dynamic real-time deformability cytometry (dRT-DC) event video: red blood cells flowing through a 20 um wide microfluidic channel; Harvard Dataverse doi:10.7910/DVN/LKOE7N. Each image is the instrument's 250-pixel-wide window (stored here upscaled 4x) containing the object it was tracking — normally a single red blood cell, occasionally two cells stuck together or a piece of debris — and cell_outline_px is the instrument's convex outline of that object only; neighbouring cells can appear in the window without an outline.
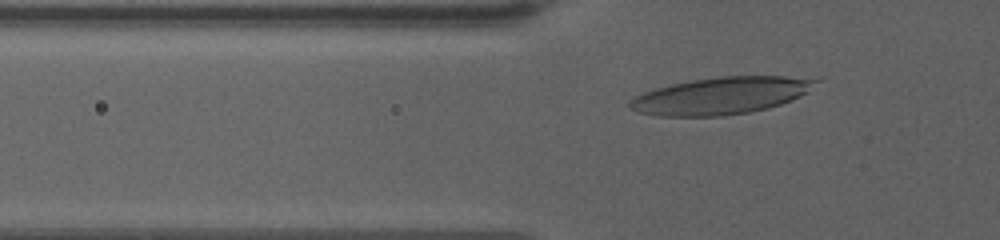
{"species": "human", "species_latin": "Homo sapiens", "temperature_condition": "warm", "stored_images_in_passage": 48, "camera_frame_rate_fps": 3000, "um_per_image_px": 0.085, "donor": {"sex": "female"}, "frame": {"image": 1, "passage_image": 15, "time_ms": 4.667, "image_size_px": [1000, 240], "cell_outline_px": [[824, 76], [808, 92], [792, 100], [768, 108], [752, 112], [720, 116], [660, 116], [636, 112], [628, 108], [628, 100], [644, 92], [656, 88], [672, 84], [692, 80], [716, 76]], "centroid_in_image_um": [61.35, 8.12], "position_along_channel_um": 64.4, "area_um2": 40.81}}
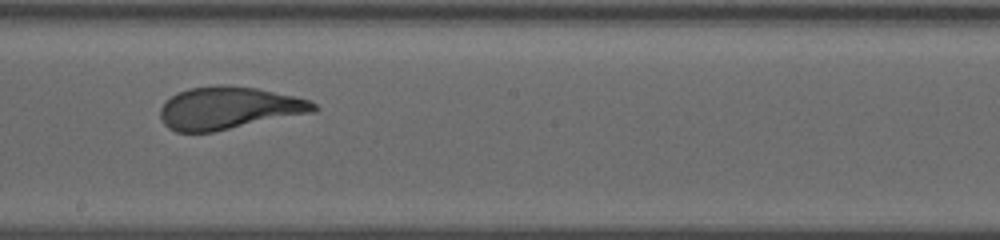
{"frame": {"image": 2, "passage_image": 30, "time_ms": 9.667, "image_size_px": [1000, 240], "cell_outline_px": [[320, 108], [316, 112], [212, 132], [176, 132], [168, 128], [164, 124], [160, 116], [160, 108], [172, 96], [188, 88], [216, 84], [228, 84], [256, 88], [292, 96], [308, 100], [316, 104]], "centroid_in_image_um": [19.45, 9.18], "position_along_channel_um": 228.7, "area_um2": 38.03}}
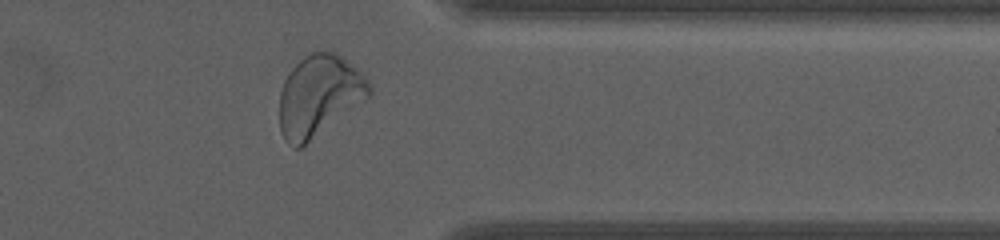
{"frame": {"image": 3, "passage_image": 44, "time_ms": 14.333, "image_size_px": [1000, 240], "cell_outline_px": [[372, 96], [300, 148], [296, 148], [288, 144], [284, 140], [280, 132], [280, 92], [284, 80], [288, 72], [304, 56], [320, 48], [332, 52], [340, 56], [360, 72], [364, 76], [372, 88]], "centroid_in_image_um": [27.11, 8.14], "position_along_channel_um": 384.3, "area_um2": 42.54}, "authors_computed_cell_mechanics": {"area_um2": 38.1191, "velocity_mm_per_s": 3.4324, "shape_relaxation_time_tau1_ms": 4.0211, "shape_relaxation_time_tau2_ms": null, "deformation_change_tau1": 0.2147, "deformation_change_tau2": null}}